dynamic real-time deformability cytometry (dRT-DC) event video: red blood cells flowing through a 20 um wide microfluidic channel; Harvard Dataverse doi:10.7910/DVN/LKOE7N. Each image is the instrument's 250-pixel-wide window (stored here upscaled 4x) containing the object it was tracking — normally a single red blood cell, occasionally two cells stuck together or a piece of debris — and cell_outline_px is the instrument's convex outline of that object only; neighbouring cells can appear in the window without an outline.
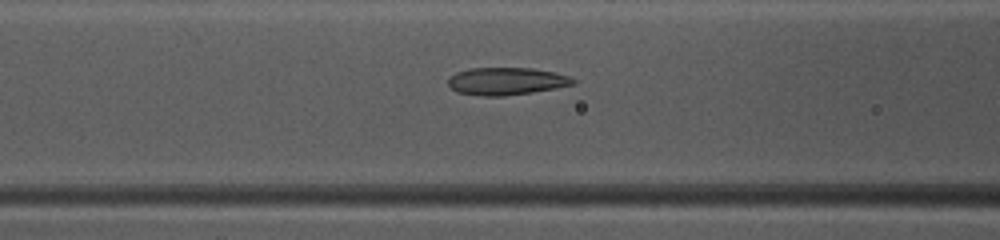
{"species": "common noctule bat (a hibernating species)", "species_latin": "Nyctalus noctula", "temperature_condition": "warm", "stored_images_in_passage": 49, "camera_frame_rate_fps": 3000, "um_per_image_px": 0.085, "animal": {"sex": "female", "body_mass_g": 10.0, "forearm_length_mm": 53.1}, "frame": {"image": 1, "passage_image": 20, "time_ms": 6.333, "image_size_px": [1000, 240], "cell_outline_px": [[576, 84], [556, 88], [532, 92], [504, 96], [484, 96], [456, 92], [448, 84], [448, 80], [456, 72], [472, 68], [532, 68], [556, 72], [568, 76], [576, 80]], "centroid_in_image_um": [43.07, 6.9], "position_along_channel_um": 123.5, "area_um2": 20.0}}
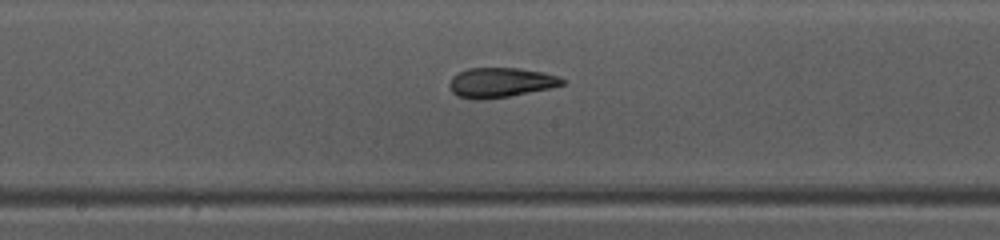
{"frame": {"image": 2, "passage_image": 26, "time_ms": 8.333, "image_size_px": [1000, 240], "cell_outline_px": [[568, 80], [564, 84], [552, 88], [508, 96], [480, 100], [456, 96], [452, 92], [448, 84], [452, 76], [468, 68], [520, 68], [544, 72], [560, 76]], "centroid_in_image_um": [42.59, 7.01], "position_along_channel_um": 205.6, "area_um2": 19.77}}
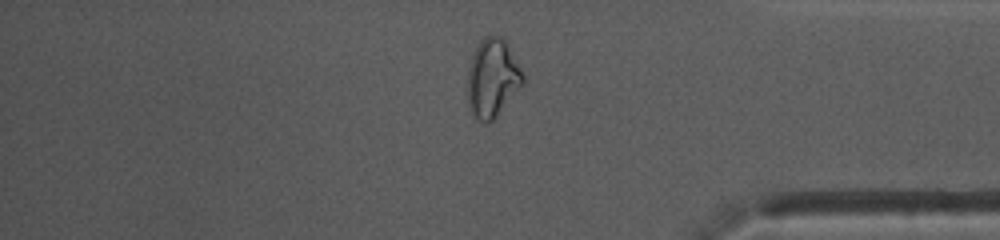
{"frame": {"image": 3, "passage_image": 41, "time_ms": 13.333, "image_size_px": [1000, 240], "cell_outline_px": [[524, 84], [496, 116], [488, 124], [484, 124], [472, 116], [468, 100], [468, 72], [472, 56], [480, 40], [484, 36], [500, 36], [508, 44], [524, 76]], "centroid_in_image_um": [41.86, 6.66], "position_along_channel_um": 393.3, "area_um2": 25.14}, "authors_computed_cell_mechanics": {"area_um2": 21.3282, "velocity_mm_per_s": 4.0809, "shape_relaxation_time_tau1_ms": null, "shape_relaxation_time_tau2_ms": 1.4916, "deformation_change_tau1": null, "deformation_change_tau2": 0.0916}}